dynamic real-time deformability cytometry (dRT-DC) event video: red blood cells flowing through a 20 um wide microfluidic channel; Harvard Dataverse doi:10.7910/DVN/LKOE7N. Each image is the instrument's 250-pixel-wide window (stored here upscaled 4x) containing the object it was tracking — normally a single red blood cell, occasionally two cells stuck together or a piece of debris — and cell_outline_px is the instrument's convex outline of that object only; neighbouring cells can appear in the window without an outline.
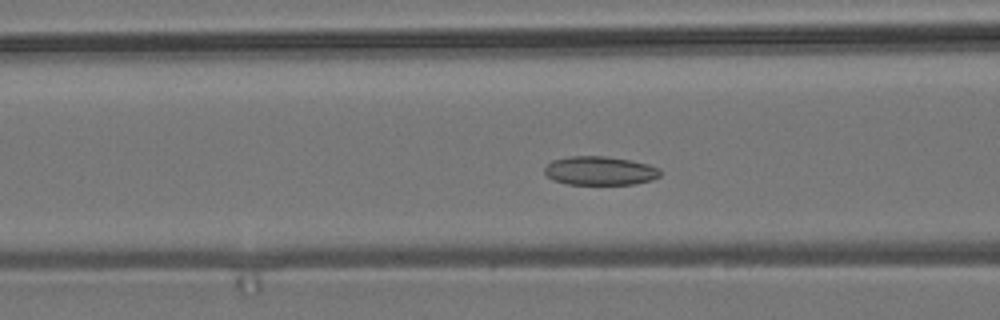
{"species": "common noctule bat (a hibernating species)", "species_latin": "Nyctalus noctula", "temperature_condition": "room temperature", "stored_images_in_passage": 54, "camera_frame_rate_fps": 3000, "um_per_image_px": 0.085, "animal": {"sex": "male", "body_mass_g": 19.2, "forearm_length_mm": 51.8}, "frame": {"image": 1, "passage_image": 20, "time_ms": 6.333, "image_size_px": [1000, 320], "cell_outline_px": [[660, 176], [652, 180], [636, 184], [568, 184], [552, 180], [544, 172], [544, 168], [552, 160], [568, 156], [604, 156], [628, 160], [648, 164], [660, 168]], "centroid_in_image_um": [50.99, 14.52], "position_along_channel_um": 115.6, "area_um2": 19.42}}
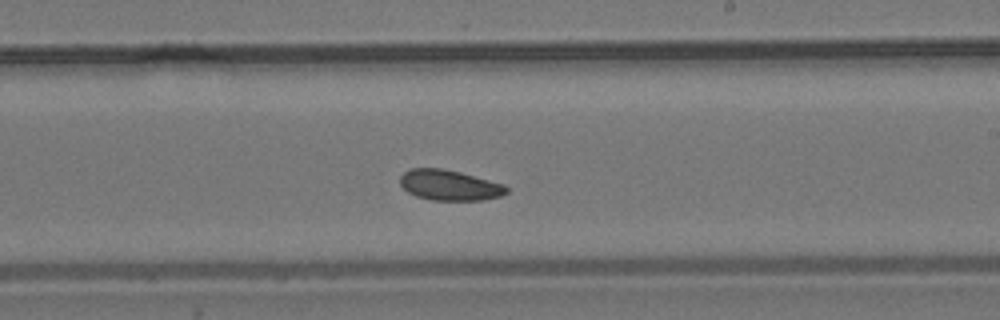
{"frame": {"image": 2, "passage_image": 31, "time_ms": 10.0, "image_size_px": [1000, 320], "cell_outline_px": [[508, 192], [500, 196], [484, 200], [432, 200], [416, 196], [408, 192], [400, 184], [400, 176], [404, 172], [412, 168], [444, 168], [460, 172], [504, 184], [508, 188]], "centroid_in_image_um": [38.21, 15.74], "position_along_channel_um": 250.8, "area_um2": 18.9}}
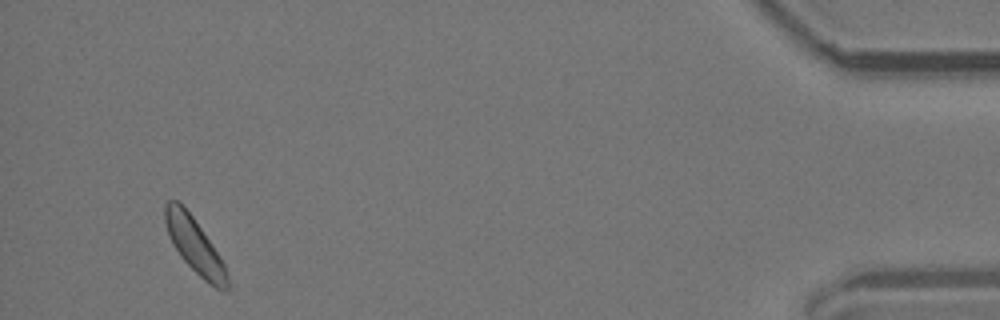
{"frame": {"image": 3, "passage_image": 51, "time_ms": 16.667, "image_size_px": [1000, 320], "cell_outline_px": [[228, 288], [216, 288], [204, 280], [180, 256], [172, 244], [168, 236], [164, 220], [164, 204], [168, 200], [176, 200], [192, 216], [212, 244], [224, 264], [228, 272]], "centroid_in_image_um": [16.51, 20.84], "position_along_channel_um": 418.7, "area_um2": 19.59}, "authors_computed_cell_mechanics": {"area_um2": 19.6809, "velocity_mm_per_s": 3.6999, "shape_relaxation_time_tau1_ms": null, "shape_relaxation_time_tau2_ms": 4.9359, "deformation_change_tau1": null, "deformation_change_tau2": 0.0932}}